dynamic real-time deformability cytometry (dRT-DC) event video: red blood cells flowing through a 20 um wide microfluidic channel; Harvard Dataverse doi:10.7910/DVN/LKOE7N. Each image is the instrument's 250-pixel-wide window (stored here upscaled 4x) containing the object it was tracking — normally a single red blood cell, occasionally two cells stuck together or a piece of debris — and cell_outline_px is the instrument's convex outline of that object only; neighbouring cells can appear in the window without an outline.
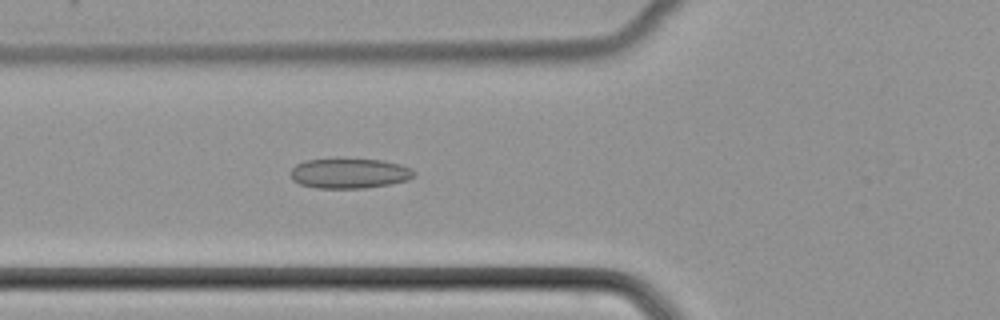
{"species": "common noctule bat (a hibernating species)", "species_latin": "Nyctalus noctula", "temperature_condition": "cold", "stored_images_in_passage": 37, "camera_frame_rate_fps": 3000, "um_per_image_px": 0.085, "animal": {"sex": "female", "body_mass_g": 22.7, "forearm_length_mm": 54.2}, "frame": {"image": 1, "passage_image": 5, "time_ms": 1.333, "image_size_px": [1000, 320], "cell_outline_px": [[416, 176], [408, 180], [388, 184], [364, 188], [316, 188], [300, 184], [292, 180], [288, 172], [296, 164], [304, 160], [336, 156], [340, 156], [384, 160], [400, 164], [412, 168], [416, 172]], "centroid_in_image_um": [29.67, 14.68], "position_along_channel_um": 96.1, "area_um2": 22.77}}
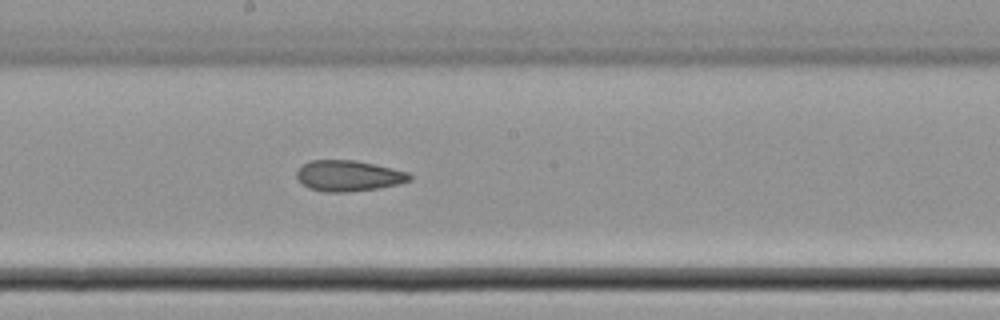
{"frame": {"image": 2, "passage_image": 14, "time_ms": 4.333, "image_size_px": [1000, 320], "cell_outline_px": [[412, 180], [400, 184], [380, 188], [348, 192], [324, 192], [308, 188], [296, 176], [296, 172], [304, 164], [312, 160], [356, 160], [392, 168], [408, 172], [412, 176]], "centroid_in_image_um": [29.66, 14.95], "position_along_channel_um": 218.5, "area_um2": 20.35}}
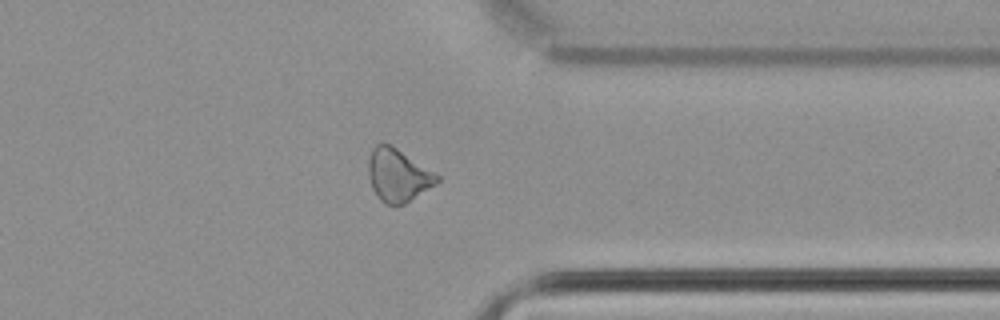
{"frame": {"image": 3, "passage_image": 26, "time_ms": 8.333, "image_size_px": [1000, 320], "cell_outline_px": [[440, 180], [436, 184], [404, 204], [396, 208], [384, 204], [376, 196], [372, 188], [368, 176], [368, 160], [372, 148], [376, 144], [388, 144], [396, 148], [440, 176]], "centroid_in_image_um": [33.8, 14.94], "position_along_channel_um": 377.6, "area_um2": 21.15}}